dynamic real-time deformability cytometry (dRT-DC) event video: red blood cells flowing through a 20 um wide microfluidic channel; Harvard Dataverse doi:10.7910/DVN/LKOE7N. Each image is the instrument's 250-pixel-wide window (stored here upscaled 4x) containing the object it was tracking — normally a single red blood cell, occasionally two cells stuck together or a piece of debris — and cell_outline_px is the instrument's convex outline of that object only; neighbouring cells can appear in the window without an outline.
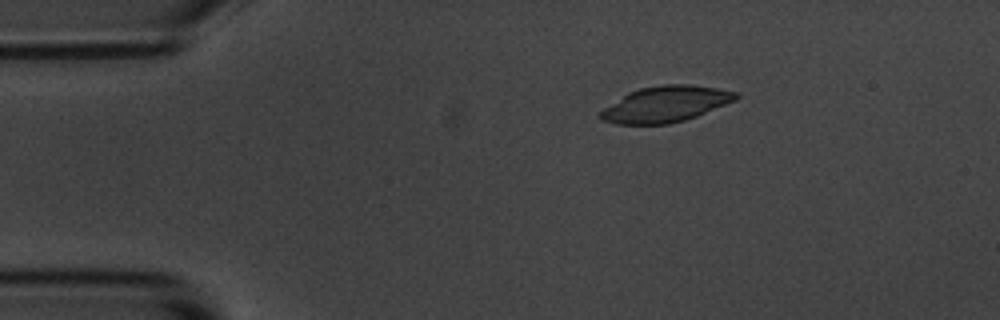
{"species": "common noctule bat (a hibernating species)", "species_latin": "Nyctalus noctula", "temperature_condition": "room temperature", "stored_images_in_passage": 6, "segment_of_instrument_passage": [2, 2], "camera_frame_rate_fps": 3000, "um_per_image_px": 0.085, "animal": {"sex": "male", "body_mass_g": 20.1, "forearm_length_mm": 53.5}, "frame": {"image": 1, "passage_image": 6, "time_ms": 1.667, "image_size_px": [1000, 320], "cell_outline_px": [[740, 96], [736, 100], [696, 116], [684, 120], [668, 124], [616, 124], [600, 120], [596, 116], [604, 108], [628, 92], [640, 88], [660, 84], [688, 84], [716, 88], [736, 92]], "centroid_in_image_um": [56.54, 8.85], "position_along_channel_um": 28.5, "area_um2": 28.32}}